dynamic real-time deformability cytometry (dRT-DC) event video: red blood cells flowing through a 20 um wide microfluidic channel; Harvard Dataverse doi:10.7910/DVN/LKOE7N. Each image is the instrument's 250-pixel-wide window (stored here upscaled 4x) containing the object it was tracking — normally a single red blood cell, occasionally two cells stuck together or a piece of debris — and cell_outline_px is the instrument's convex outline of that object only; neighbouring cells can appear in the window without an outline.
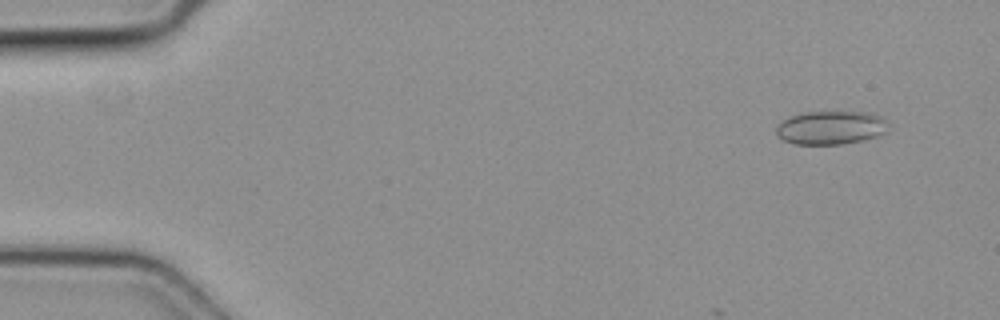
{"species": "common noctule bat (a hibernating species)", "species_latin": "Nyctalus noctula", "temperature_condition": "cold", "stored_images_in_passage": 4, "camera_frame_rate_fps": 3000, "um_per_image_px": 0.085, "animal": {"sex": "female", "body_mass_g": 19.3, "forearm_length_mm": 54.1}, "frame": {"image": 1, "passage_image": 1, "time_ms": 0.0, "image_size_px": [1000, 320], "cell_outline_px": [[888, 132], [876, 136], [844, 144], [796, 144], [784, 140], [776, 136], [776, 128], [784, 120], [792, 116], [804, 112], [872, 112], [884, 116], [888, 124]], "centroid_in_image_um": [70.68, 10.84], "position_along_channel_um": 14.3, "area_um2": 21.96}}